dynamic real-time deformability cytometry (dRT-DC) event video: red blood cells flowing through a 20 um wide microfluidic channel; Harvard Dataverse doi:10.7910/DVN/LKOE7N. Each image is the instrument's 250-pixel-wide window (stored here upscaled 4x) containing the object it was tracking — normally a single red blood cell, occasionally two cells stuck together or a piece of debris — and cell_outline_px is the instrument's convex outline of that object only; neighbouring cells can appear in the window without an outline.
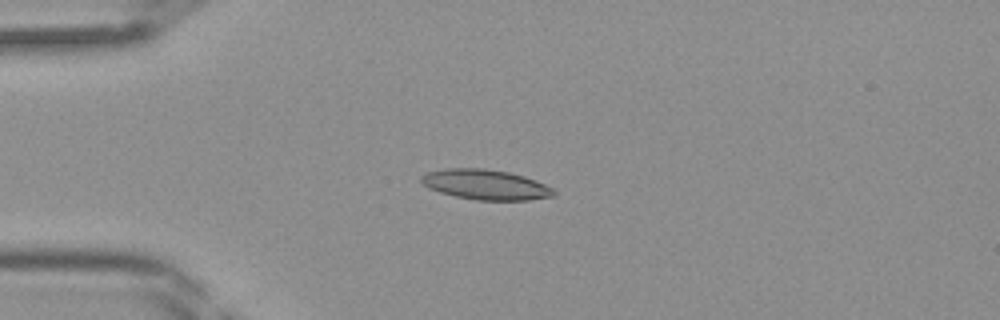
{"species": "Egyptian fruit bat (a non-hibernating species)", "species_latin": "Rousettus aegyptiacus", "temperature_condition": "room temperature", "stored_images_in_passage": 41, "camera_frame_rate_fps": 3000, "um_per_image_px": 0.085, "frame": {"image": 1, "passage_image": 11, "time_ms": 3.333, "image_size_px": [1000, 320], "cell_outline_px": [[556, 196], [528, 200], [476, 200], [456, 196], [440, 192], [428, 188], [420, 180], [420, 176], [428, 172], [444, 168], [484, 168], [508, 172], [524, 176], [536, 180], [552, 188], [556, 192]], "centroid_in_image_um": [41.28, 15.69], "position_along_channel_um": 43.7, "area_um2": 23.29}}
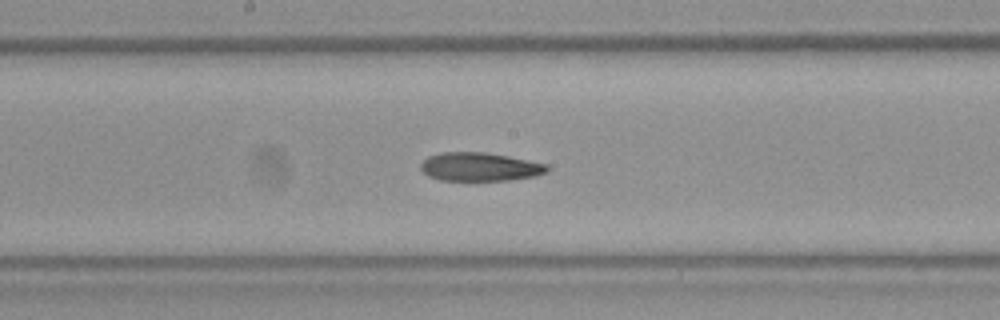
{"frame": {"image": 2, "passage_image": 23, "time_ms": 7.333, "image_size_px": [1000, 320], "cell_outline_px": [[548, 172], [536, 176], [508, 180], [440, 180], [428, 176], [420, 168], [420, 164], [428, 156], [440, 152], [484, 152], [508, 156], [548, 164]], "centroid_in_image_um": [40.78, 14.17], "position_along_channel_um": 207.4, "area_um2": 21.04}}
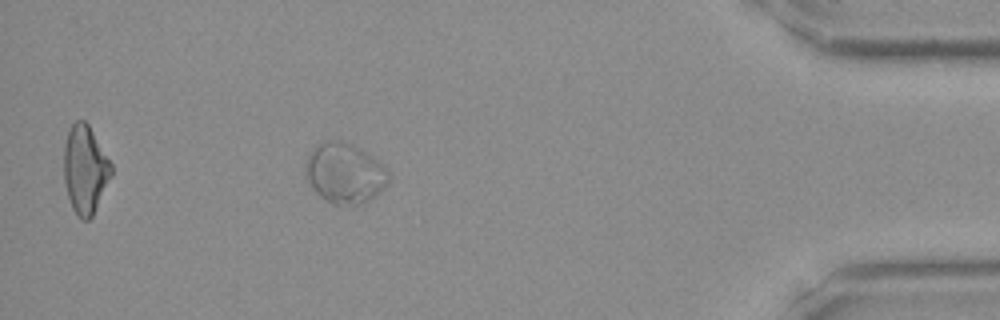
{"frame": {"image": 3, "passage_image": 37, "time_ms": 12.0, "image_size_px": [1000, 320], "cell_outline_px": [[388, 184], [376, 196], [364, 204], [332, 204], [320, 196], [312, 188], [304, 172], [304, 164], [308, 156], [316, 144], [324, 140], [340, 140], [352, 144], [360, 148], [372, 156], [388, 172]], "centroid_in_image_um": [29.27, 14.71], "position_along_channel_um": 405.9, "area_um2": 29.25}}